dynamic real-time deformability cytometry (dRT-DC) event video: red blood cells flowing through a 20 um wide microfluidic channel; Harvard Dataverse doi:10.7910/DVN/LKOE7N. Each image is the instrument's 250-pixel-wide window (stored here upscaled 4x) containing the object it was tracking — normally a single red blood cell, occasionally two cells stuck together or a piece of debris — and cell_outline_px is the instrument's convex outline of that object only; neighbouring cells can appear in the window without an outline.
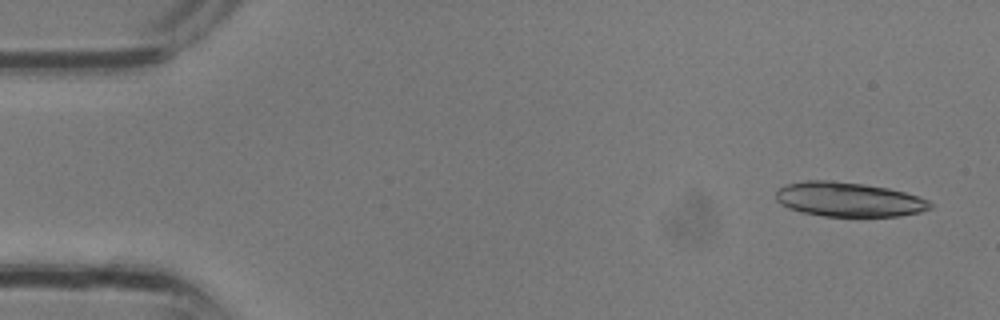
{"species": "common noctule bat (a hibernating species)", "species_latin": "Nyctalus noctula", "temperature_condition": "room temperature", "stored_images_in_passage": 2, "camera_frame_rate_fps": 3000, "um_per_image_px": 0.085, "animal": {"sex": "male", "body_mass_g": 13.3}, "frame": {"image": 1, "passage_image": 1, "time_ms": 0.0, "image_size_px": [1000, 320], "cell_outline_px": [[932, 208], [920, 212], [900, 216], [824, 216], [800, 212], [788, 208], [780, 204], [776, 200], [776, 192], [780, 188], [788, 184], [808, 180], [828, 180], [864, 184], [888, 188], [904, 192], [928, 200], [932, 204]], "centroid_in_image_um": [72.13, 16.96], "position_along_channel_um": 12.9, "area_um2": 30.87}}